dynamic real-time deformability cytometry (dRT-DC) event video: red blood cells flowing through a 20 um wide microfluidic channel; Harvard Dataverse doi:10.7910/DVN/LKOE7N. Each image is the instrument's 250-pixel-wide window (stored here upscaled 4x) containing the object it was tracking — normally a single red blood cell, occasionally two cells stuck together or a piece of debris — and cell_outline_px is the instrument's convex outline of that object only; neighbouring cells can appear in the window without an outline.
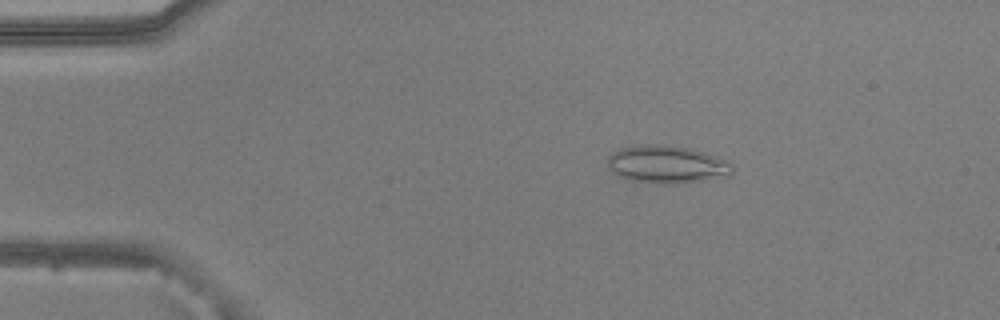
{"species": "common noctule bat (a hibernating species)", "species_latin": "Nyctalus noctula", "temperature_condition": "warm", "stored_images_in_passage": 48, "camera_frame_rate_fps": 3000, "um_per_image_px": 0.085, "animal": {"sex": "male", "body_mass_g": 20.5, "forearm_length_mm": 52.5}, "frame": {"image": 1, "passage_image": 5, "time_ms": 1.333, "image_size_px": [1000, 320], "cell_outline_px": [[732, 176], [672, 184], [664, 184], [632, 180], [620, 176], [612, 172], [608, 168], [608, 156], [612, 152], [620, 148], [640, 144], [664, 144], [688, 148], [704, 152], [716, 156], [732, 164]], "centroid_in_image_um": [56.67, 13.96], "position_along_channel_um": 28.3, "area_um2": 27.46}}
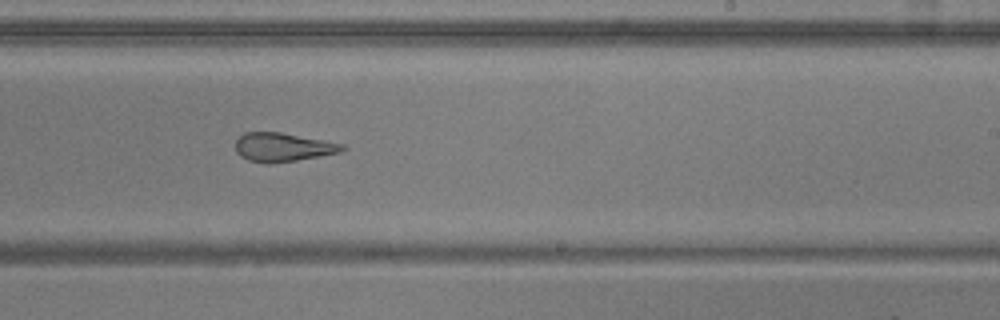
{"frame": {"image": 2, "passage_image": 28, "time_ms": 9.0, "image_size_px": [1000, 320], "cell_outline_px": [[348, 148], [340, 152], [320, 156], [296, 160], [268, 164], [248, 160], [240, 156], [236, 152], [236, 140], [244, 132], [280, 132], [344, 144]], "centroid_in_image_um": [24.03, 12.51], "position_along_channel_um": 265.0, "area_um2": 17.86}}
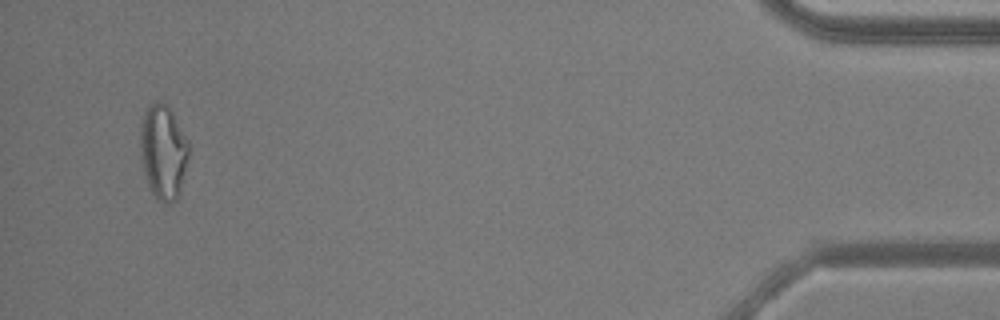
{"frame": {"image": 3, "passage_image": 46, "time_ms": 15.0, "image_size_px": [1000, 320], "cell_outline_px": [[188, 156], [180, 188], [176, 200], [168, 204], [164, 204], [152, 192], [144, 172], [140, 160], [140, 124], [144, 112], [148, 104], [156, 100], [168, 104], [188, 140]], "centroid_in_image_um": [13.85, 12.84], "position_along_channel_um": 421.4, "area_um2": 26.7}, "authors_computed_cell_mechanics": {"area_um2": 21.9929, "velocity_mm_per_s": 3.8663, "shape_relaxation_time_tau1_ms": null, "shape_relaxation_time_tau2_ms": 1.7287, "deformation_change_tau1": null, "deformation_change_tau2": 0.0996}}